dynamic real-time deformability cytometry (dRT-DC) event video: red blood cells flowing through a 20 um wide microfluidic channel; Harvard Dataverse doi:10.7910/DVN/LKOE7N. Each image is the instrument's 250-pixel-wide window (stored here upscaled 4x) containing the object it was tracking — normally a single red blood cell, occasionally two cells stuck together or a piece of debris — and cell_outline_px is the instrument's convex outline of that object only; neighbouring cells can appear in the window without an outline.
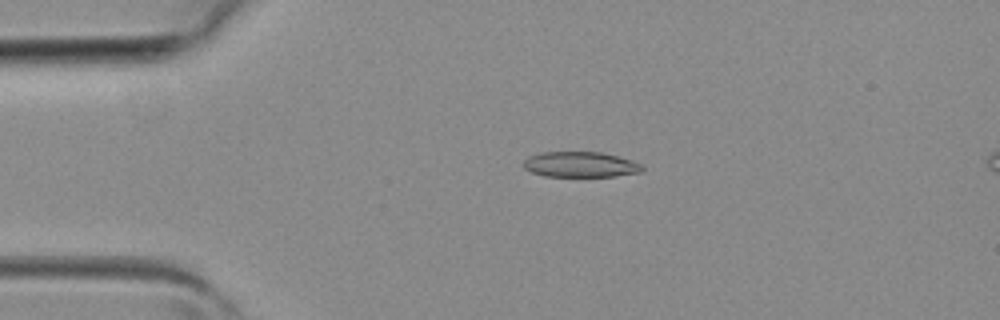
{"species": "common noctule bat (a hibernating species)", "species_latin": "Nyctalus noctula", "temperature_condition": "room temperature", "stored_images_in_passage": 4, "camera_frame_rate_fps": 3000, "um_per_image_px": 0.085, "animal": {"sex": "female", "body_mass_g": 19.3, "forearm_length_mm": 54.1}, "frame": {"image": 1, "passage_image": 3, "time_ms": 0.667, "image_size_px": [1000, 320], "cell_outline_px": [[644, 168], [640, 172], [612, 176], [544, 176], [532, 172], [524, 168], [524, 160], [528, 156], [540, 152], [600, 152], [632, 160], [640, 164]], "centroid_in_image_um": [49.3, 13.98], "position_along_channel_um": 35.7, "area_um2": 17.46}}